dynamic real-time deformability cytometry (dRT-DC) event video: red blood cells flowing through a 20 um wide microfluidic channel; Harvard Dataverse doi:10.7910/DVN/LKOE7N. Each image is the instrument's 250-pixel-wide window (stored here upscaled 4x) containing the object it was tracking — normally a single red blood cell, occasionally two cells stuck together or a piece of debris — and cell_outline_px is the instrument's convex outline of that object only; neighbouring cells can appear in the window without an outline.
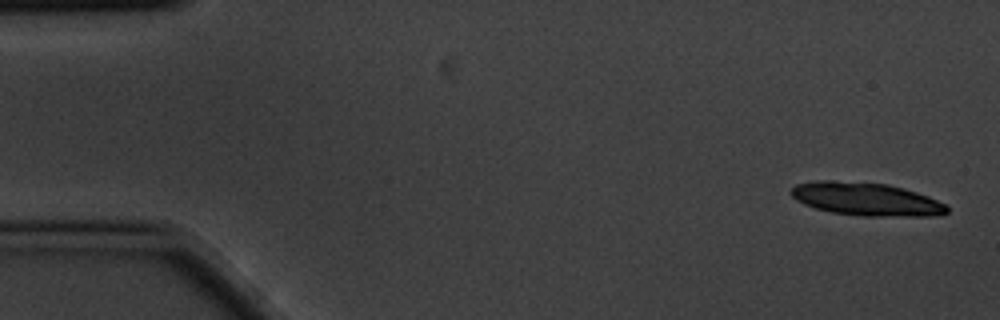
{"species": "common noctule bat (a hibernating species)", "species_latin": "Nyctalus noctula", "temperature_condition": "cold", "stored_images_in_passage": 6, "camera_frame_rate_fps": 3000, "um_per_image_px": 0.085, "animal": {"sex": "male", "body_mass_g": 20.1, "forearm_length_mm": 53.5}, "frame": {"image": 1, "passage_image": 1, "time_ms": 0.0, "image_size_px": [1000, 320], "cell_outline_px": [[948, 212], [932, 216], [864, 216], [832, 212], [816, 208], [804, 204], [796, 200], [792, 196], [792, 188], [796, 184], [816, 180], [828, 180], [888, 184], [904, 188], [928, 196], [944, 204], [948, 208]], "centroid_in_image_um": [73.62, 16.92], "position_along_channel_um": 11.4, "area_um2": 29.82}}